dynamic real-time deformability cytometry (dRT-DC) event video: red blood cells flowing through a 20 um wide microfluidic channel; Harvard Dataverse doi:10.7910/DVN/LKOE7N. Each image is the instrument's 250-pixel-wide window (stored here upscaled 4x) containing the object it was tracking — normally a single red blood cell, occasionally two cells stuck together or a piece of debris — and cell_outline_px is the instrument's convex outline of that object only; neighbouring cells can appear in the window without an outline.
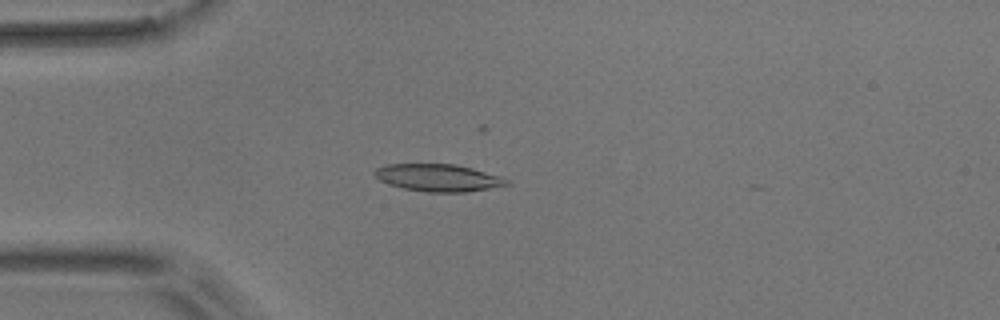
{"species": "common noctule bat (a hibernating species)", "species_latin": "Nyctalus noctula", "temperature_condition": "room temperature", "stored_images_in_passage": 6, "camera_frame_rate_fps": 3000, "um_per_image_px": 0.085, "animal": {"sex": "male", "body_mass_g": 17.9}, "frame": {"image": 1, "passage_image": 5, "time_ms": 4.667, "image_size_px": [1000, 320], "cell_outline_px": [[512, 184], [464, 192], [428, 192], [404, 188], [388, 184], [380, 180], [372, 172], [376, 168], [384, 164], [456, 164], [472, 168], [500, 176], [508, 180]], "centroid_in_image_um": [37.23, 15.1], "position_along_channel_um": 47.8, "area_um2": 20.92}}